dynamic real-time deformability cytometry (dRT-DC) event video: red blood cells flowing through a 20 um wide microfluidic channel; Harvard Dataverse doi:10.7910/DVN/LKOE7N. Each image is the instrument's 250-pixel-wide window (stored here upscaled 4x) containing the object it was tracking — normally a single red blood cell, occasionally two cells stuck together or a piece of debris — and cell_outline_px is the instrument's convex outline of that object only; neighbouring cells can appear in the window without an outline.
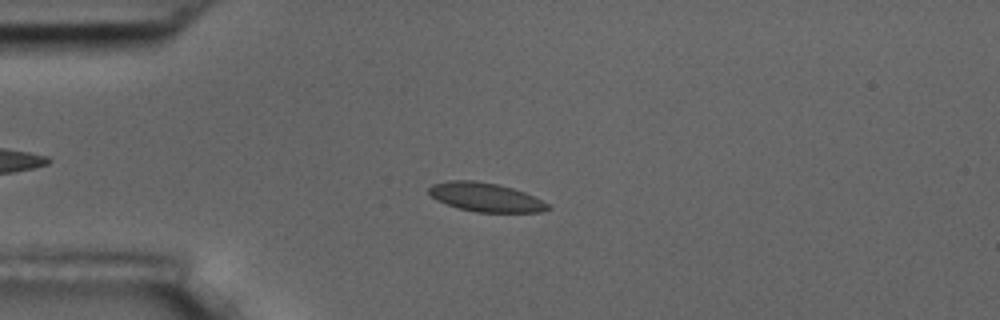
{"species": "common noctule bat (a hibernating species)", "species_latin": "Nyctalus noctula", "temperature_condition": "room temperature", "stored_images_in_passage": 6, "camera_frame_rate_fps": 3000, "um_per_image_px": 0.085, "animal": {"sex": "male", "body_mass_g": 17.5, "forearm_length_mm": 52.3}, "frame": {"image": 1, "passage_image": 3, "time_ms": 2.667, "image_size_px": [1000, 320], "cell_outline_px": [[552, 208], [540, 212], [476, 212], [460, 208], [436, 200], [428, 192], [428, 188], [432, 184], [452, 180], [476, 180], [500, 184], [524, 192], [548, 204]], "centroid_in_image_um": [41.26, 16.75], "position_along_channel_um": 43.7, "area_um2": 19.88}}